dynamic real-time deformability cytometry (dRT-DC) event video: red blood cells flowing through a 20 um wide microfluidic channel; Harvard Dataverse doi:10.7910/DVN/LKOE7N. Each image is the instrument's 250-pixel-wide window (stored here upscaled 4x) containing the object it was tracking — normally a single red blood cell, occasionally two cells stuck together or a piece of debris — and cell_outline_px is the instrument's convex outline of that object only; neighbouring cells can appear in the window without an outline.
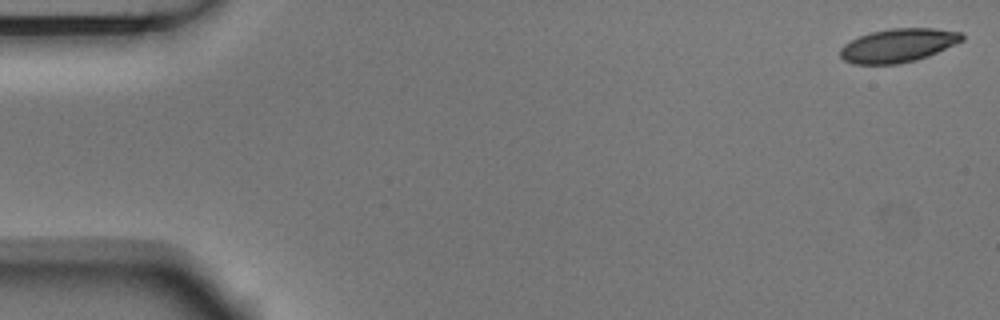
{"species": "Egyptian fruit bat (a non-hibernating species)", "species_latin": "Rousettus aegyptiacus", "temperature_condition": "room temperature", "stored_images_in_passage": 5, "segment_of_instrument_passage": [1, 2], "camera_frame_rate_fps": 3000, "um_per_image_px": 0.085, "animal": {"sex": "male"}, "frame": {"image": 1, "passage_image": 1, "time_ms": 0.0, "image_size_px": [1000, 320], "cell_outline_px": [[964, 40], [928, 56], [916, 60], [900, 64], [852, 64], [844, 60], [840, 56], [840, 48], [844, 44], [860, 36], [872, 32], [892, 28], [932, 28], [960, 32], [964, 36]], "centroid_in_image_um": [76.33, 3.87], "position_along_channel_um": 8.7, "area_um2": 23.76}}